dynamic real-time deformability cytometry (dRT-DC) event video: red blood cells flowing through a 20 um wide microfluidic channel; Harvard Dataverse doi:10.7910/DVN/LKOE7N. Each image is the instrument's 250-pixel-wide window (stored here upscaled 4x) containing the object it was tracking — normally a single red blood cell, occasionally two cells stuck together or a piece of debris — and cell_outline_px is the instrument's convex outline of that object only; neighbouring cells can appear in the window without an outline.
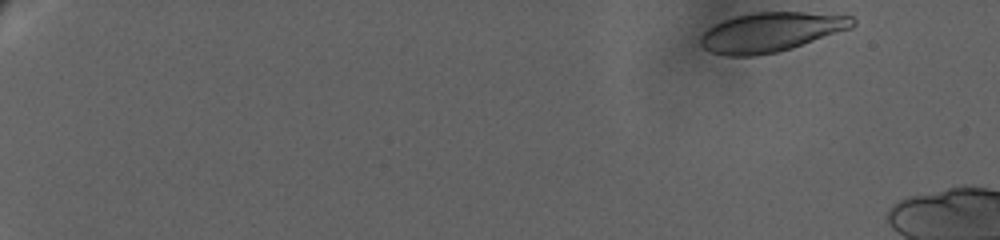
{"species": "human", "species_latin": "Homo sapiens", "temperature_condition": "warm", "stored_images_in_passage": 18, "camera_frame_rate_fps": 3000, "um_per_image_px": 0.085, "donor": {"sex": "female"}, "frame": {"image": 1, "passage_image": 1, "time_ms": 0.0, "image_size_px": [1000, 240], "cell_outline_px": [[856, 24], [852, 28], [792, 48], [776, 52], [752, 56], [728, 56], [712, 52], [704, 48], [700, 44], [700, 36], [708, 28], [724, 20], [736, 16], [756, 12], [804, 12], [852, 16], [856, 20]], "centroid_in_image_um": [65.55, 2.72], "position_along_channel_um": 19.5, "area_um2": 34.8}}